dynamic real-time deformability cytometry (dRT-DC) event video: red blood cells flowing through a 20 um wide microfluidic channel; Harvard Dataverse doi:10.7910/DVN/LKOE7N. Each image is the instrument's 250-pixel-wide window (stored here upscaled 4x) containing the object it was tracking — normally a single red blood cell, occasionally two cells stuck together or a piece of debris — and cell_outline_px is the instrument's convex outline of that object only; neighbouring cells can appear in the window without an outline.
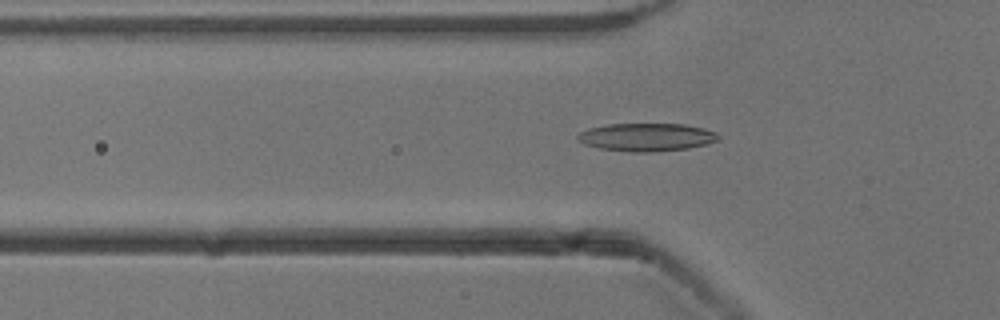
{"species": "common noctule bat (a hibernating species)", "species_latin": "Nyctalus noctula", "temperature_condition": "cold", "stored_images_in_passage": 45, "camera_frame_rate_fps": 3000, "um_per_image_px": 0.085, "animal": {"sex": "male", "body_mass_g": 13.3}, "frame": {"image": 1, "passage_image": 17, "time_ms": 5.333, "image_size_px": [1000, 320], "cell_outline_px": [[720, 140], [688, 148], [652, 152], [632, 152], [600, 148], [584, 144], [576, 136], [580, 132], [588, 128], [608, 124], [684, 124], [704, 128], [716, 132], [720, 136]], "centroid_in_image_um": [54.98, 11.65], "position_along_channel_um": 70.8, "area_um2": 22.89}}
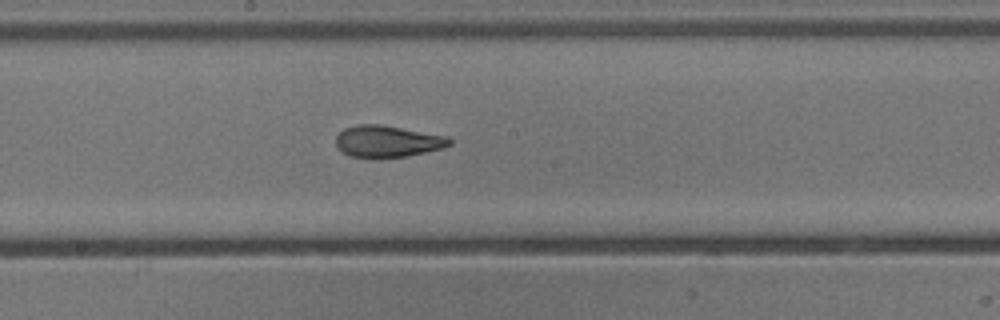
{"frame": {"image": 2, "passage_image": 28, "time_ms": 9.0, "image_size_px": [1000, 320], "cell_outline_px": [[452, 144], [440, 148], [424, 152], [404, 156], [348, 156], [340, 152], [336, 144], [336, 136], [344, 128], [356, 124], [380, 124], [448, 136], [452, 140]], "centroid_in_image_um": [32.91, 11.98], "position_along_channel_um": 215.3, "area_um2": 20.63}}
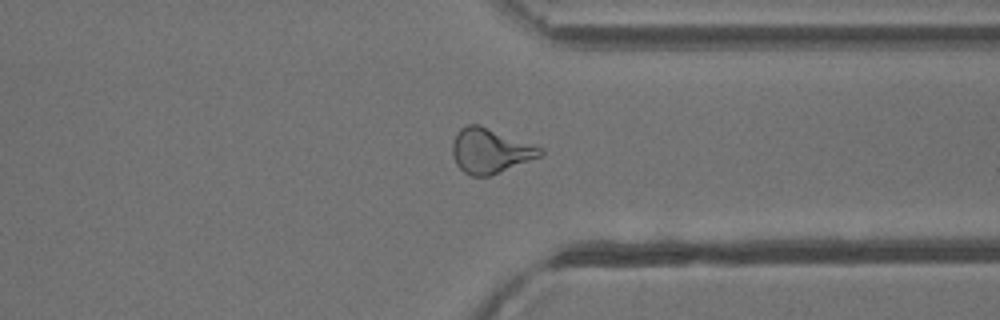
{"frame": {"image": 3, "passage_image": 40, "time_ms": 13.0, "image_size_px": [1000, 320], "cell_outline_px": [[544, 152], [540, 156], [488, 176], [472, 176], [464, 172], [456, 164], [452, 156], [452, 140], [456, 132], [460, 128], [468, 124], [480, 124], [544, 148]], "centroid_in_image_um": [41.63, 12.79], "position_along_channel_um": 369.8, "area_um2": 22.95}}